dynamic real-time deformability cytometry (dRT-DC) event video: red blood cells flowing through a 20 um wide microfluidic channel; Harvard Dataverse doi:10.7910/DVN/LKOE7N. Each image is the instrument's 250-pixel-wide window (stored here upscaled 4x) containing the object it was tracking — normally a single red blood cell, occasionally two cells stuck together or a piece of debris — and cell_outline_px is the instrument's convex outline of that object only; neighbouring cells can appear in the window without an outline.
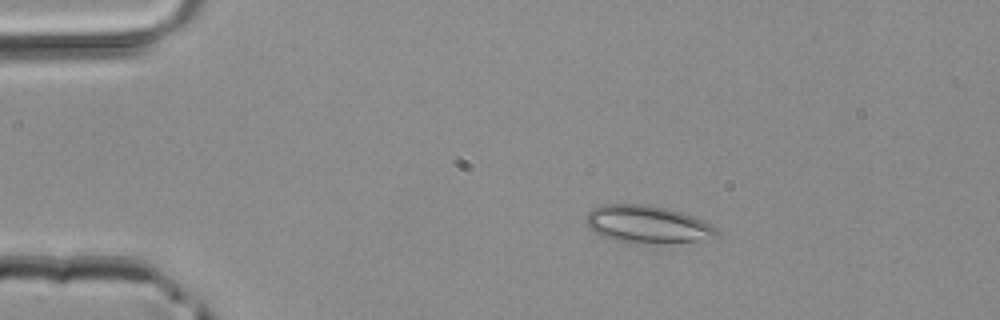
{"species": "common noctule bat (a hibernating species)", "species_latin": "Nyctalus noctula", "temperature_condition": "room temperature", "stored_images_in_passage": 2, "camera_frame_rate_fps": 3000, "um_per_image_px": 0.085, "animal": {"sex": "male", "body_mass_g": 20.4}, "frame": {"image": 1, "passage_image": 1, "time_ms": 0.0, "image_size_px": [1000, 320], "cell_outline_px": [[720, 232], [716, 236], [696, 240], [664, 244], [636, 244], [616, 240], [600, 236], [588, 224], [588, 212], [592, 208], [604, 204], [648, 204], [668, 208], [684, 212], [712, 224]], "centroid_in_image_um": [55.07, 19.07], "position_along_channel_um": 29.9, "area_um2": 28.78}}